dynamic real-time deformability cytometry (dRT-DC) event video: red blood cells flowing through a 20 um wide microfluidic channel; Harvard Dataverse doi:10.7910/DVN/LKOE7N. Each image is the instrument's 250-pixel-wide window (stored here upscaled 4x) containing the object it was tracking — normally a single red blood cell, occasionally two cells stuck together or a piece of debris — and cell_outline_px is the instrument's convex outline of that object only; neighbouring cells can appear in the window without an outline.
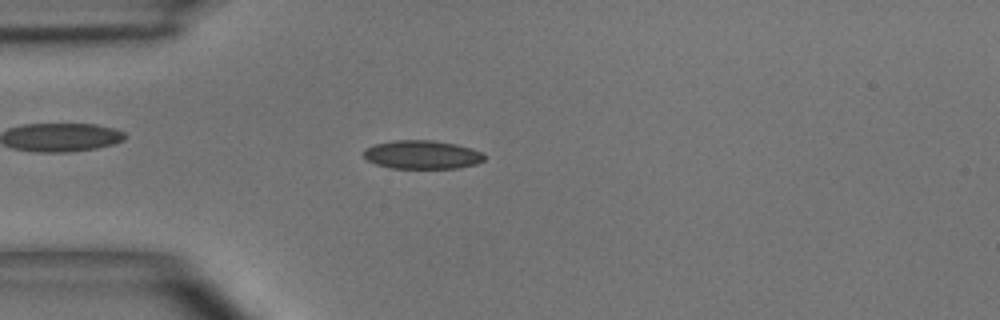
{"species": "common noctule bat (a hibernating species)", "species_latin": "Nyctalus noctula", "temperature_condition": "room temperature", "stored_images_in_passage": 3, "camera_frame_rate_fps": 3000, "um_per_image_px": 0.085, "animal": {"sex": "male", "body_mass_g": 15.6}, "frame": {"image": 1, "passage_image": 3, "time_ms": 2.333, "image_size_px": [1000, 320], "cell_outline_px": [[484, 160], [476, 164], [460, 168], [392, 168], [376, 164], [368, 160], [364, 156], [364, 148], [372, 144], [392, 140], [432, 140], [456, 144], [484, 152]], "centroid_in_image_um": [35.87, 13.14], "position_along_channel_um": 49.1, "area_um2": 20.23}}